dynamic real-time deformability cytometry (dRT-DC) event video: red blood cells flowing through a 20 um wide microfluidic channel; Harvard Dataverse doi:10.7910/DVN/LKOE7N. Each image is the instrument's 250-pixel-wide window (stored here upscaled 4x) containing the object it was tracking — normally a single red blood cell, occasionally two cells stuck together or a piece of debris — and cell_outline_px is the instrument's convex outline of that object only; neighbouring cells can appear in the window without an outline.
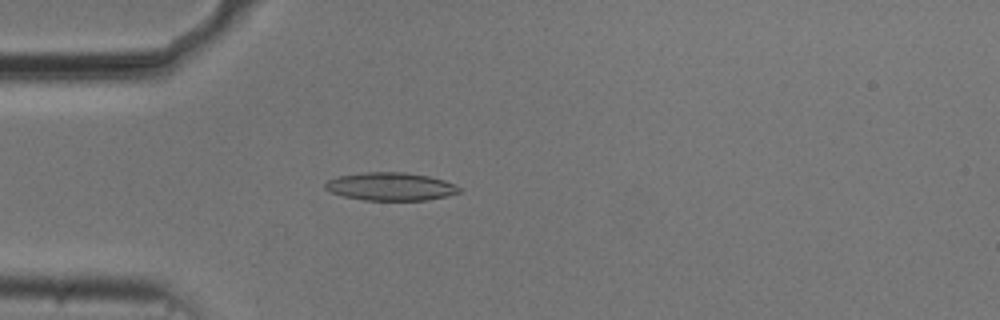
{"species": "common noctule bat (a hibernating species)", "species_latin": "Nyctalus noctula", "temperature_condition": "cold", "stored_images_in_passage": 42, "camera_frame_rate_fps": 3000, "um_per_image_px": 0.085, "animal": {"sex": "male", "body_mass_g": 20.5, "forearm_length_mm": 52.5}, "frame": {"image": 1, "passage_image": 3, "time_ms": 0.667, "image_size_px": [1000, 320], "cell_outline_px": [[460, 192], [448, 196], [428, 200], [364, 200], [344, 196], [332, 192], [324, 188], [324, 184], [328, 180], [340, 176], [364, 172], [404, 172], [428, 176], [444, 180], [460, 188]], "centroid_in_image_um": [33.2, 15.86], "position_along_channel_um": 51.8, "area_um2": 21.73}}
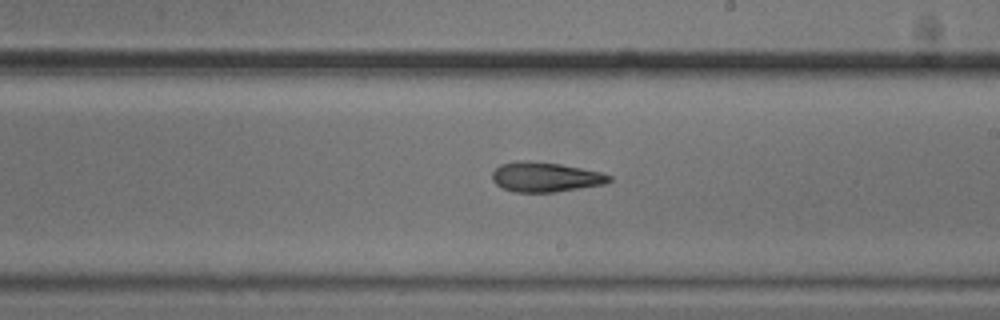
{"frame": {"image": 2, "passage_image": 19, "time_ms": 6.0, "image_size_px": [1000, 320], "cell_outline_px": [[612, 180], [604, 184], [556, 192], [512, 192], [496, 184], [492, 180], [492, 172], [500, 164], [516, 160], [528, 160], [560, 164], [600, 172], [612, 176]], "centroid_in_image_um": [46.33, 15.04], "position_along_channel_um": 242.7, "area_um2": 20.35}}
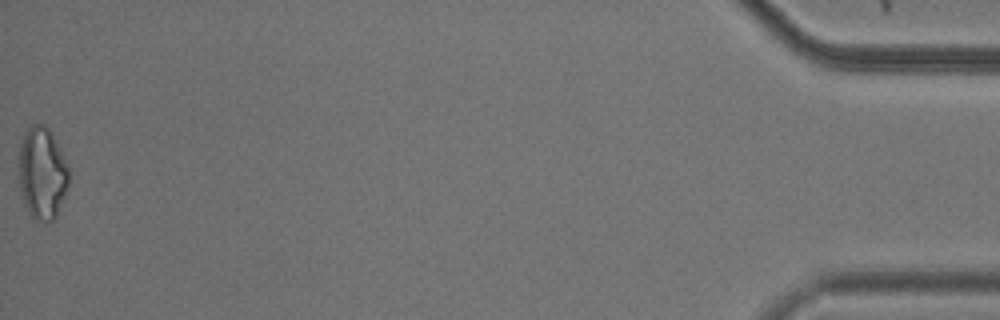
{"frame": {"image": 3, "passage_image": 42, "time_ms": 13.667, "image_size_px": [1000, 320], "cell_outline_px": [[68, 184], [64, 196], [56, 216], [48, 224], [32, 216], [28, 212], [24, 204], [16, 176], [16, 164], [20, 144], [24, 132], [32, 124], [44, 124], [52, 132], [68, 164]], "centroid_in_image_um": [3.53, 14.69], "position_along_channel_um": 431.7, "area_um2": 27.63}, "authors_computed_cell_mechanics": {"area_um2": 21.0681, "velocity_mm_per_s": 3.7433, "shape_relaxation_time_tau1_ms": null, "shape_relaxation_time_tau2_ms": 1.9022, "deformation_change_tau1": null, "deformation_change_tau2": 0.1001}}